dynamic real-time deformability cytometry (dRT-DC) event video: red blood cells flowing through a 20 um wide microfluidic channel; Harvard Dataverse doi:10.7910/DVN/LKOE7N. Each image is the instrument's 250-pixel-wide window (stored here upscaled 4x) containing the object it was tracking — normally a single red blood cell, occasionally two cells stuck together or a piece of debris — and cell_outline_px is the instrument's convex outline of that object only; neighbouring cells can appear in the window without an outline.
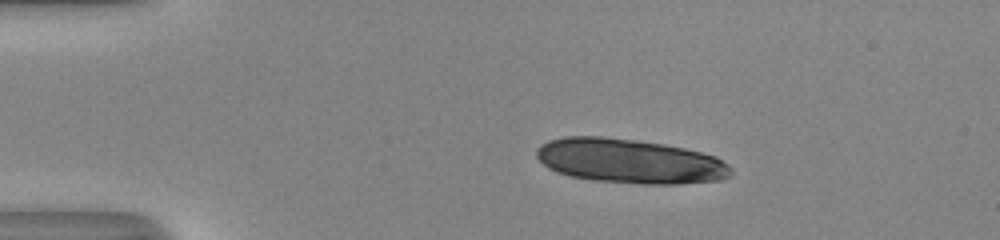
{"species": "human", "species_latin": "Homo sapiens", "temperature_condition": "room temperature", "stored_images_in_passage": 43, "camera_frame_rate_fps": 3000, "um_per_image_px": 0.085, "donor": {"sex": "male"}, "frame": {"image": 1, "passage_image": 1, "time_ms": 0.0, "image_size_px": [1000, 240], "cell_outline_px": [[732, 176], [720, 180], [680, 184], [640, 184], [592, 180], [572, 176], [556, 172], [548, 168], [536, 156], [536, 148], [540, 144], [548, 140], [564, 136], [600, 136], [636, 140], [664, 144], [684, 148], [716, 156], [728, 164], [732, 172]], "centroid_in_image_um": [53.52, 13.69], "position_along_channel_um": 31.5, "area_um2": 50.69}}
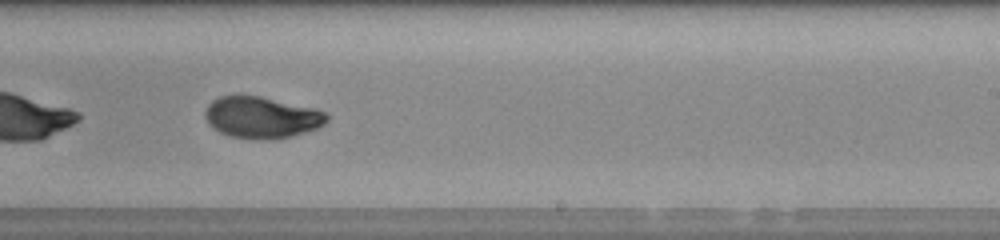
{"frame": {"image": 2, "passage_image": 24, "time_ms": 7.667, "image_size_px": [1000, 240], "cell_outline_px": [[328, 120], [320, 128], [292, 136], [272, 140], [268, 140], [228, 136], [212, 128], [208, 124], [204, 116], [204, 112], [208, 104], [212, 100], [220, 96], [260, 96], [316, 108], [328, 112]], "centroid_in_image_um": [22.27, 9.99], "position_along_channel_um": 266.7, "area_um2": 29.82}}
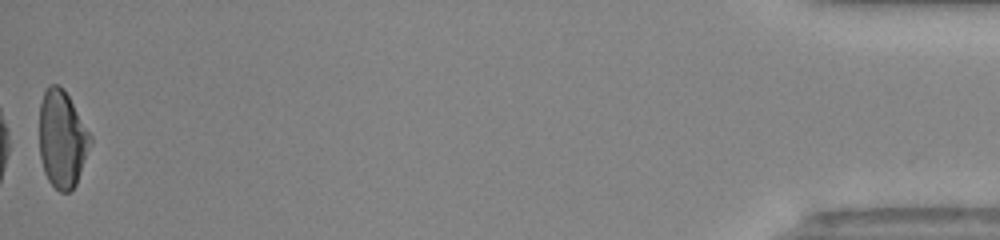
{"frame": {"image": 3, "passage_image": 43, "time_ms": 14.0, "image_size_px": [1000, 240], "cell_outline_px": [[92, 140], [76, 184], [68, 192], [60, 192], [48, 180], [44, 172], [40, 156], [40, 104], [44, 92], [48, 84], [56, 84], [64, 88], [92, 136]], "centroid_in_image_um": [5.28, 11.79], "position_along_channel_um": 429.9, "area_um2": 28.78}, "authors_computed_cell_mechanics": {"area_um2": 29.8826, "velocity_mm_per_s": 4.0774, "shape_relaxation_time_tau1_ms": 5.9649, "shape_relaxation_time_tau2_ms": 1.7763, "deformation_change_tau1": 0.1983, "deformation_change_tau2": 0.0543}}